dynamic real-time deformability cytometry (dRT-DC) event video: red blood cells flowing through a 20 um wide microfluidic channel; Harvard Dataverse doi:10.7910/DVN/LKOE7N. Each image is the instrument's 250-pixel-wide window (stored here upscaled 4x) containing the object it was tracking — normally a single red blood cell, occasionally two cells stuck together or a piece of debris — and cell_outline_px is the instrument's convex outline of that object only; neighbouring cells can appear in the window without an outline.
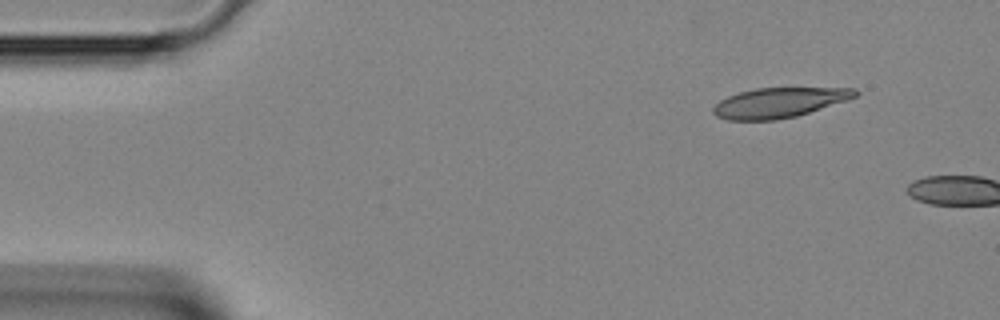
{"species": "Egyptian fruit bat (a non-hibernating species)", "species_latin": "Rousettus aegyptiacus", "temperature_condition": "room temperature", "stored_images_in_passage": 3, "camera_frame_rate_fps": 3000, "um_per_image_px": 0.085, "animal": {"sex": "female"}, "frame": {"image": 1, "passage_image": 1, "time_ms": 0.0, "image_size_px": [1000, 320], "cell_outline_px": [[860, 92], [856, 96], [848, 100], [796, 116], [776, 120], [728, 120], [716, 116], [712, 112], [712, 108], [720, 100], [728, 96], [740, 92], [756, 88], [856, 88]], "centroid_in_image_um": [66.23, 8.72], "position_along_channel_um": 18.8, "area_um2": 24.74}}